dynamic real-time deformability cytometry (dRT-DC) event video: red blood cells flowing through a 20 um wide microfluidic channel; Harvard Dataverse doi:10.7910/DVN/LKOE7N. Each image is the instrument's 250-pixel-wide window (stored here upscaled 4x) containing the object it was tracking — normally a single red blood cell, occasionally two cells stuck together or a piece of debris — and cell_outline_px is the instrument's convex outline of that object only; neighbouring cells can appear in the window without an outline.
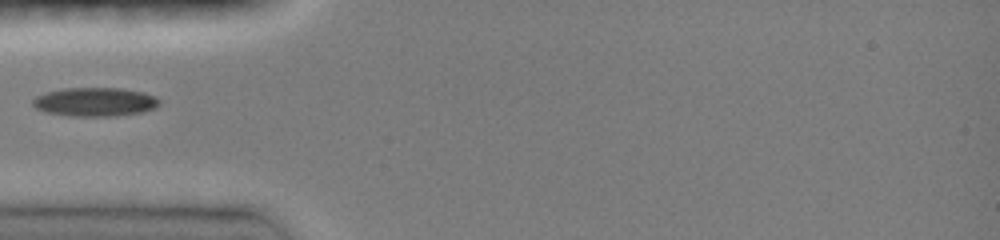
{"species": "common noctule bat (a hibernating species)", "species_latin": "Nyctalus noctula", "temperature_condition": "room temperature", "stored_images_in_passage": 33, "camera_frame_rate_fps": 3000, "um_per_image_px": 0.085, "animal": {"sex": "female", "body_mass_g": 19.0, "forearm_length_mm": 51.5}, "frame": {"image": 1, "passage_image": 1, "time_ms": 0.0, "image_size_px": [1000, 240], "cell_outline_px": [[160, 104], [156, 108], [144, 112], [116, 116], [68, 116], [44, 112], [36, 108], [32, 104], [32, 100], [36, 96], [48, 92], [64, 88], [120, 88], [144, 92], [156, 96], [160, 100]], "centroid_in_image_um": [8.11, 8.67], "position_along_channel_um": 76.9, "area_um2": 21.5}}
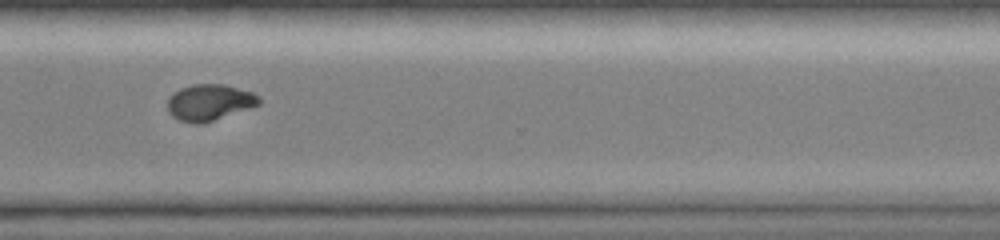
{"frame": {"image": 2, "passage_image": 21, "time_ms": 6.667, "image_size_px": [1000, 240], "cell_outline_px": [[260, 104], [204, 124], [192, 124], [180, 120], [172, 116], [168, 112], [168, 96], [172, 92], [180, 88], [192, 84], [224, 84], [252, 92], [260, 100]], "centroid_in_image_um": [17.75, 8.71], "position_along_channel_um": 352.9, "area_um2": 19.42}}
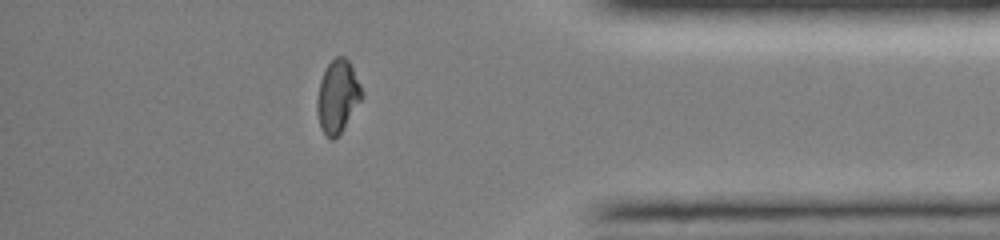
{"frame": {"image": 3, "passage_image": 26, "time_ms": 8.333, "image_size_px": [1000, 240], "cell_outline_px": [[364, 96], [340, 132], [332, 140], [320, 128], [316, 112], [316, 100], [320, 80], [328, 64], [336, 56], [344, 56], [348, 60], [364, 92]], "centroid_in_image_um": [28.68, 8.18], "position_along_channel_um": 406.5, "area_um2": 18.79}}